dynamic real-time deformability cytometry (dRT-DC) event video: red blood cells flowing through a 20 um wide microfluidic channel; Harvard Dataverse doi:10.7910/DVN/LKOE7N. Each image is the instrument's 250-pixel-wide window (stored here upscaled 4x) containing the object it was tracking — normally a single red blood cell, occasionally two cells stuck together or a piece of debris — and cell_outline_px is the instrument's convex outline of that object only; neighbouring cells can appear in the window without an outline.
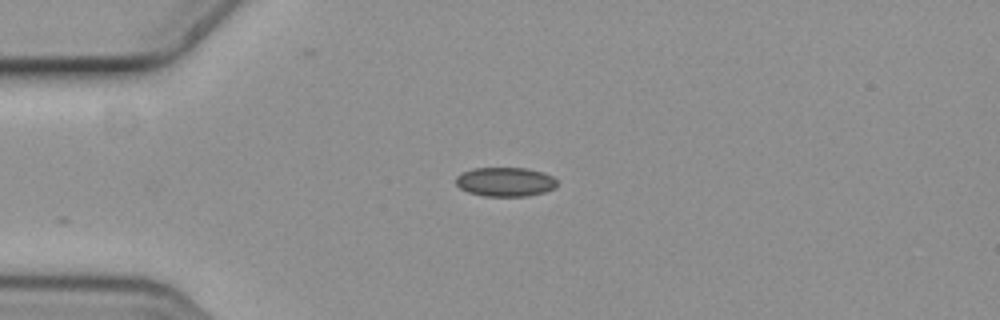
{"species": "common noctule bat (a hibernating species)", "species_latin": "Nyctalus noctula", "temperature_condition": "cold", "stored_images_in_passage": 2, "camera_frame_rate_fps": 3000, "um_per_image_px": 0.085, "animal": {"sex": "female", "body_mass_g": 19.3, "forearm_length_mm": 54.1}, "frame": {"image": 1, "passage_image": 2, "time_ms": 0.333, "image_size_px": [1000, 320], "cell_outline_px": [[556, 188], [544, 192], [528, 196], [484, 196], [468, 192], [460, 188], [456, 184], [456, 176], [472, 168], [528, 168], [544, 172], [552, 176], [556, 180]], "centroid_in_image_um": [42.96, 15.45], "position_along_channel_um": 42.0, "area_um2": 17.28}}